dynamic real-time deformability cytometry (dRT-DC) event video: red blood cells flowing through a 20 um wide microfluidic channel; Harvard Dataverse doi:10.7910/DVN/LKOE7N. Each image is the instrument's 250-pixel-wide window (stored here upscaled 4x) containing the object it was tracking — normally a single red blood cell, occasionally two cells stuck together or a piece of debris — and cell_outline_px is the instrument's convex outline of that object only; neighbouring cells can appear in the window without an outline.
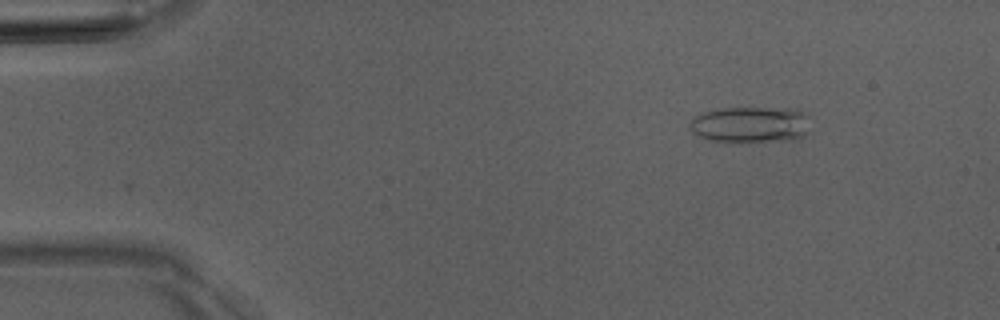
{"species": "Egyptian fruit bat (a non-hibernating species)", "species_latin": "Rousettus aegyptiacus", "temperature_condition": "room temperature", "stored_images_in_passage": 5, "camera_frame_rate_fps": 3000, "um_per_image_px": 0.085, "animal": {"sex": "male"}, "frame": {"image": 1, "passage_image": 2, "time_ms": 1.333, "image_size_px": [1000, 320], "cell_outline_px": [[808, 116], [804, 136], [792, 140], [708, 140], [692, 132], [688, 124], [692, 116], [704, 112], [720, 108], [796, 108], [804, 112]], "centroid_in_image_um": [63.75, 10.55], "position_along_channel_um": 21.2, "area_um2": 24.97}}